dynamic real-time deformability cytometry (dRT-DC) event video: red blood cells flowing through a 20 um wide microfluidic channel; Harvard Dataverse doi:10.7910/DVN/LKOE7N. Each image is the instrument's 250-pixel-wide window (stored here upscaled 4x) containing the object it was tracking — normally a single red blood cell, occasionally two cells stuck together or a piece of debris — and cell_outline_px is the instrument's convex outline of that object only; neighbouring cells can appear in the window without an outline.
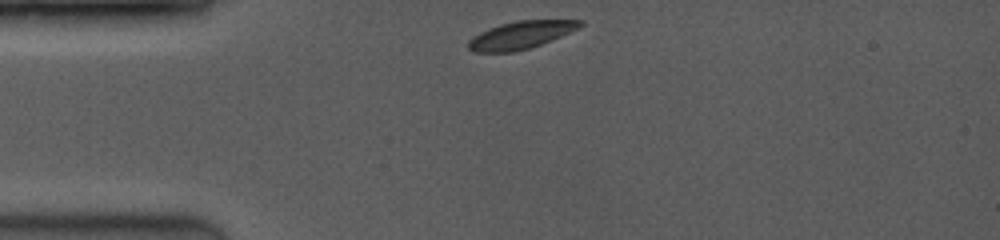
{"species": "common noctule bat (a hibernating species)", "species_latin": "Nyctalus noctula", "temperature_condition": "room temperature", "stored_images_in_passage": 10, "camera_frame_rate_fps": 3500, "um_per_image_px": 0.085, "animal": {"sex": "female", "body_mass_g": 19.0, "forearm_length_mm": 53.3}, "frame": {"image": 1, "passage_image": 1, "time_ms": 0.0, "image_size_px": [1000, 240], "cell_outline_px": [[584, 24], [560, 36], [540, 44], [528, 48], [512, 52], [476, 52], [468, 48], [468, 40], [472, 36], [488, 28], [500, 24], [516, 20], [584, 20]], "centroid_in_image_um": [44.21, 2.97], "position_along_channel_um": 40.8, "area_um2": 17.74}}
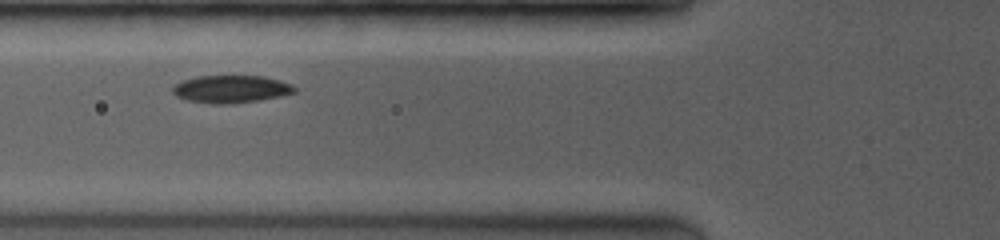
{"frame": {"image": 2, "passage_image": 7, "time_ms": 2.286, "image_size_px": [1000, 240], "cell_outline_px": [[296, 92], [280, 96], [260, 100], [228, 104], [212, 104], [188, 100], [176, 96], [172, 92], [172, 88], [176, 84], [184, 80], [196, 76], [264, 76], [280, 80], [292, 84], [296, 88]], "centroid_in_image_um": [19.65, 7.57], "position_along_channel_um": 106.1, "area_um2": 19.59}}
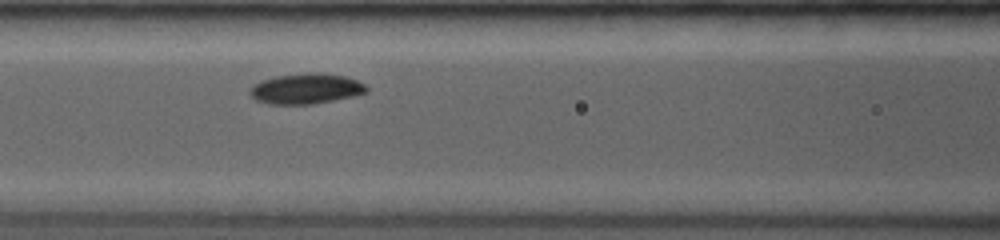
{"frame": {"image": 3, "passage_image": 10, "time_ms": 3.143, "image_size_px": [1000, 240], "cell_outline_px": [[368, 92], [352, 96], [312, 104], [268, 104], [256, 100], [248, 92], [248, 88], [252, 84], [260, 80], [276, 76], [308, 72], [316, 72], [344, 76], [356, 80], [364, 84], [368, 88]], "centroid_in_image_um": [25.95, 7.53], "position_along_channel_um": 140.7, "area_um2": 20.75}}